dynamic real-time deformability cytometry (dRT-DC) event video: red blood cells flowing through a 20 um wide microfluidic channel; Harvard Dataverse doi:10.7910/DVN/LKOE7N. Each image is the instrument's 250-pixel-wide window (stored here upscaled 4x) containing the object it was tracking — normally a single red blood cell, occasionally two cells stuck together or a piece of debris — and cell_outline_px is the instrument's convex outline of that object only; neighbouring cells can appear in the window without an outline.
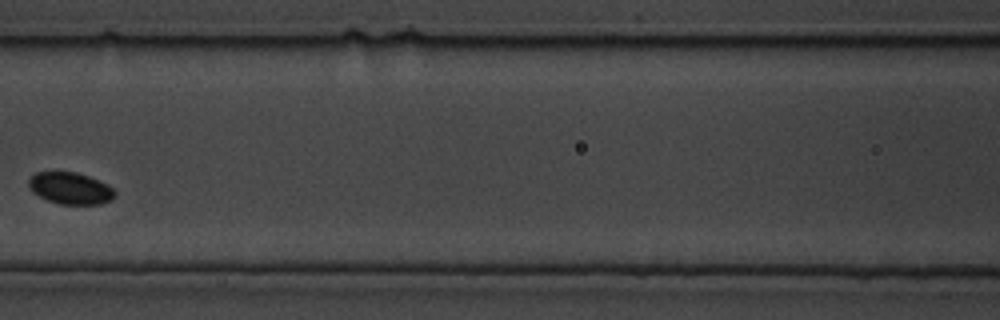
{"species": "common noctule bat (a hibernating species)", "species_latin": "Nyctalus noctula", "temperature_condition": "cold", "stored_images_in_passage": 7, "camera_frame_rate_fps": 3000, "um_per_image_px": 0.085, "animal": {"sex": "male", "body_mass_g": 19.5, "forearm_length_mm": 54.6}, "frame": {"image": 1, "passage_image": 6, "time_ms": 1.667, "image_size_px": [1000, 320], "cell_outline_px": [[116, 196], [112, 200], [100, 204], [60, 204], [48, 200], [32, 192], [28, 188], [28, 180], [36, 172], [56, 168], [76, 172], [88, 176], [108, 184], [116, 192]], "centroid_in_image_um": [5.95, 15.95], "position_along_channel_um": 160.7, "area_um2": 16.59}}